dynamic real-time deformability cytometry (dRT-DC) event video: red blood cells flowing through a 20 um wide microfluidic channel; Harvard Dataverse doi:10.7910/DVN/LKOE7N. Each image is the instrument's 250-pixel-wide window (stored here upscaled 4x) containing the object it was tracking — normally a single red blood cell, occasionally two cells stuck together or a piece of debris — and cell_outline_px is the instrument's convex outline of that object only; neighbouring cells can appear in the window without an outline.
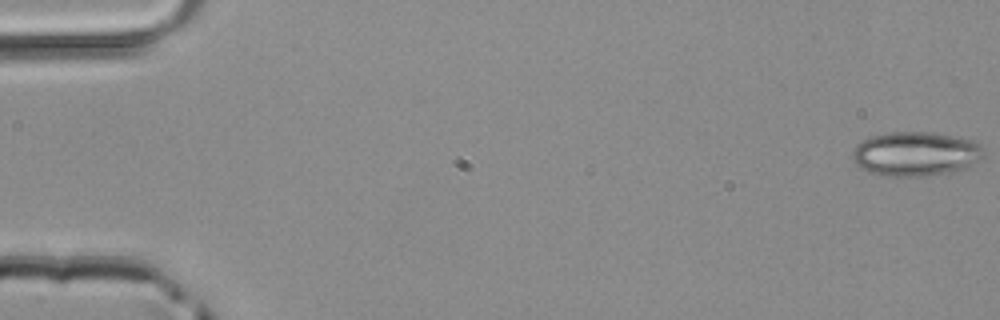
{"species": "common noctule bat (a hibernating species)", "species_latin": "Nyctalus noctula", "temperature_condition": "room temperature", "stored_images_in_passage": 49, "camera_frame_rate_fps": 3000, "um_per_image_px": 0.085, "animal": {"sex": "male", "body_mass_g": 20.4}, "frame": {"image": 1, "passage_image": 1, "time_ms": 0.0, "image_size_px": [1000, 320], "cell_outline_px": [[984, 160], [968, 168], [948, 172], [924, 176], [880, 176], [868, 172], [860, 168], [852, 160], [852, 152], [856, 144], [872, 136], [892, 132], [928, 132], [952, 136], [972, 140], [980, 144], [984, 148]], "centroid_in_image_um": [77.86, 13.09], "position_along_channel_um": 7.1, "area_um2": 34.28}}
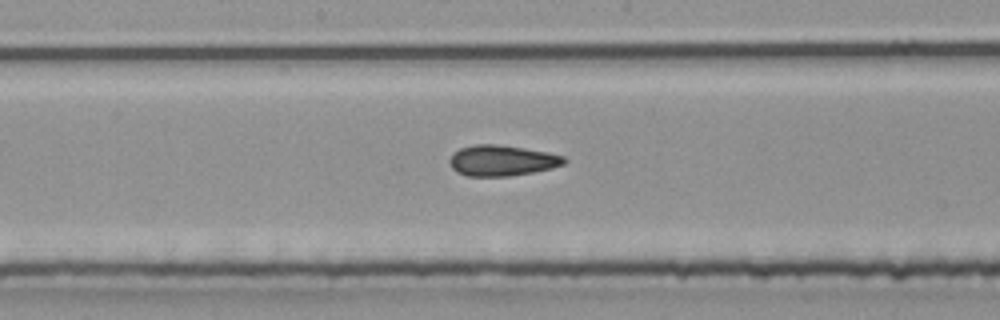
{"frame": {"image": 2, "passage_image": 26, "time_ms": 8.333, "image_size_px": [1000, 320], "cell_outline_px": [[568, 160], [564, 164], [552, 168], [532, 172], [508, 176], [468, 176], [456, 172], [452, 168], [448, 160], [460, 148], [472, 144], [496, 144], [524, 148], [548, 152], [564, 156]], "centroid_in_image_um": [42.67, 13.64], "position_along_channel_um": 205.5, "area_um2": 20.52}}
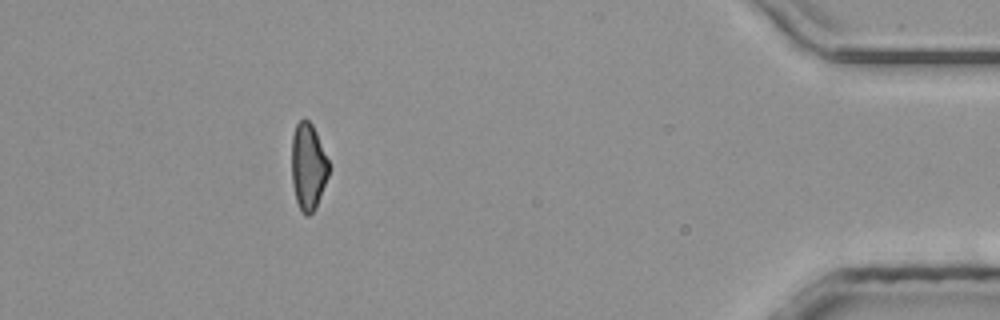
{"frame": {"image": 3, "passage_image": 44, "time_ms": 14.333, "image_size_px": [1000, 320], "cell_outline_px": [[328, 176], [316, 208], [308, 216], [304, 216], [300, 212], [296, 200], [292, 184], [292, 136], [296, 124], [304, 116], [312, 124], [316, 132], [328, 160]], "centroid_in_image_um": [26.17, 14.18], "position_along_channel_um": 409.0, "area_um2": 18.84}}